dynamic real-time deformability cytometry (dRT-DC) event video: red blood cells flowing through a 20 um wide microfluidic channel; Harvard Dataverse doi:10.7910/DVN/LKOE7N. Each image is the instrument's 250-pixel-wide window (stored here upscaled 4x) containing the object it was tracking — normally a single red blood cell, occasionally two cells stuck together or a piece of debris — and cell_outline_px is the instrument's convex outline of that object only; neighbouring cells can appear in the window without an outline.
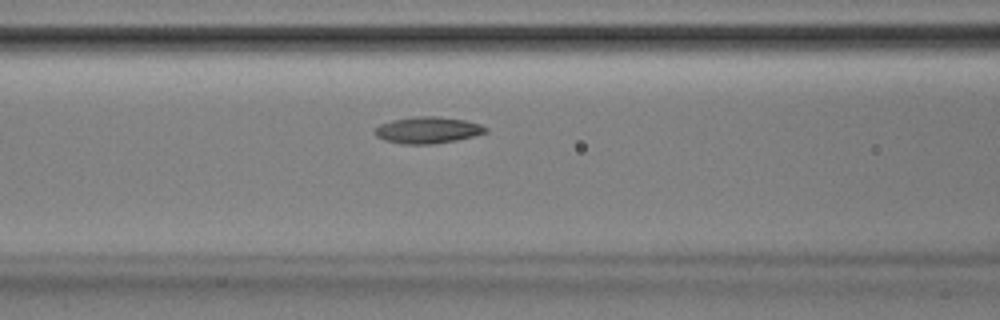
{"species": "Egyptian fruit bat (a non-hibernating species)", "species_latin": "Rousettus aegyptiacus", "temperature_condition": "room temperature", "stored_images_in_passage": 30, "camera_frame_rate_fps": 3000, "um_per_image_px": 0.085, "animal": {"sex": "male"}, "frame": {"image": 1, "passage_image": 5, "time_ms": 1.333, "image_size_px": [1000, 320], "cell_outline_px": [[488, 132], [456, 140], [432, 144], [404, 144], [384, 140], [376, 136], [372, 132], [380, 124], [392, 120], [412, 116], [436, 116], [464, 120], [480, 124], [488, 128]], "centroid_in_image_um": [36.33, 11.05], "position_along_channel_um": 130.3, "area_um2": 17.17}}
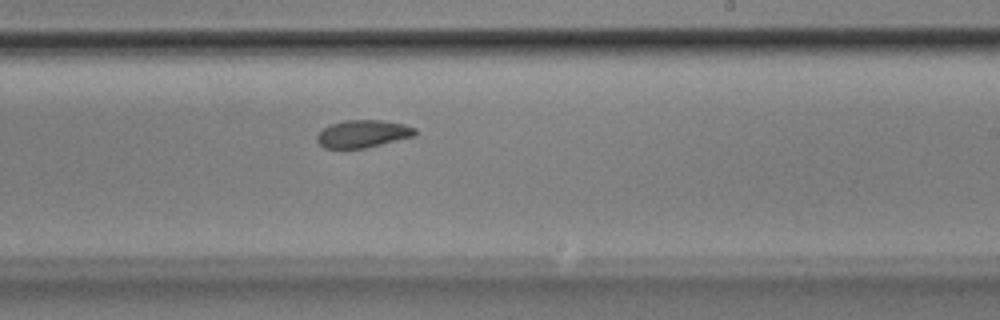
{"frame": {"image": 2, "passage_image": 15, "time_ms": 4.667, "image_size_px": [1000, 320], "cell_outline_px": [[416, 136], [364, 148], [324, 148], [316, 140], [316, 136], [324, 128], [332, 124], [344, 120], [384, 120], [404, 124], [416, 128]], "centroid_in_image_um": [30.87, 11.37], "position_along_channel_um": 258.1, "area_um2": 15.72}}
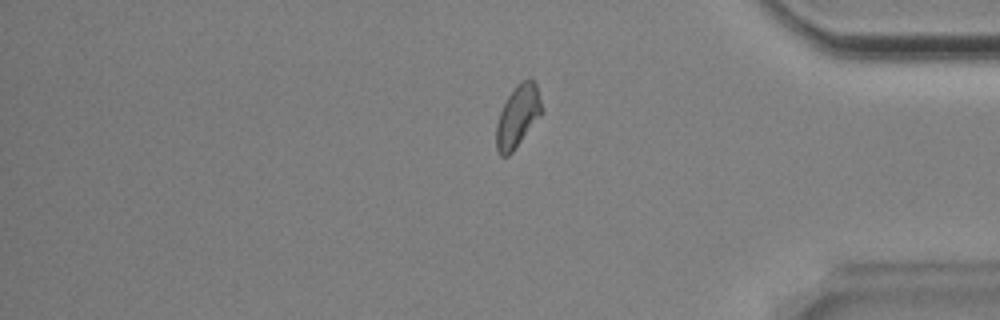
{"frame": {"image": 3, "passage_image": 27, "time_ms": 8.667, "image_size_px": [1000, 320], "cell_outline_px": [[540, 112], [512, 152], [508, 156], [500, 156], [496, 148], [496, 124], [500, 112], [508, 96], [516, 84], [520, 80], [528, 76], [532, 76], [536, 84], [540, 100]], "centroid_in_image_um": [43.96, 9.81], "position_along_channel_um": 391.2, "area_um2": 15.9}}